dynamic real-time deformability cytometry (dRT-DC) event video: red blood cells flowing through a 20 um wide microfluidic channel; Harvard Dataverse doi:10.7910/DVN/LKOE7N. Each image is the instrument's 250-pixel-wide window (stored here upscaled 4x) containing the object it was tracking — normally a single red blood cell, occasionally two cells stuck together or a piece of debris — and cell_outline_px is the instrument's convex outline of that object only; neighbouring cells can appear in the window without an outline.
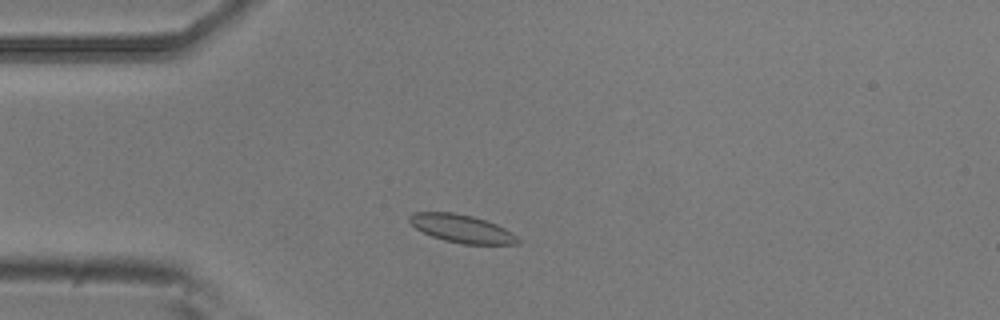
{"species": "common noctule bat (a hibernating species)", "species_latin": "Nyctalus noctula", "temperature_condition": "room temperature", "stored_images_in_passage": 25, "camera_frame_rate_fps": 3000, "um_per_image_px": 0.085, "animal": {"sex": "male", "body_mass_g": 20.5, "forearm_length_mm": 52.5}, "frame": {"image": 1, "passage_image": 7, "time_ms": 2.0, "image_size_px": [1000, 320], "cell_outline_px": [[520, 244], [464, 244], [444, 240], [432, 236], [416, 228], [408, 220], [408, 216], [412, 212], [452, 212], [472, 216], [496, 224], [512, 232], [520, 240]], "centroid_in_image_um": [39.24, 19.43], "position_along_channel_um": 45.8, "area_um2": 17.57}}
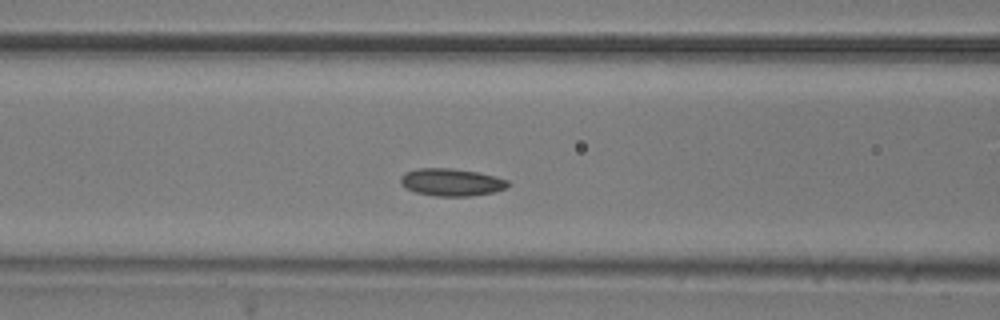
{"frame": {"image": 2, "passage_image": 15, "time_ms": 4.667, "image_size_px": [1000, 320], "cell_outline_px": [[512, 184], [508, 188], [496, 192], [468, 196], [436, 196], [416, 192], [404, 188], [400, 184], [400, 176], [404, 172], [416, 168], [452, 168], [476, 172], [496, 176], [508, 180]], "centroid_in_image_um": [38.38, 15.49], "position_along_channel_um": 128.2, "area_um2": 17.51}}
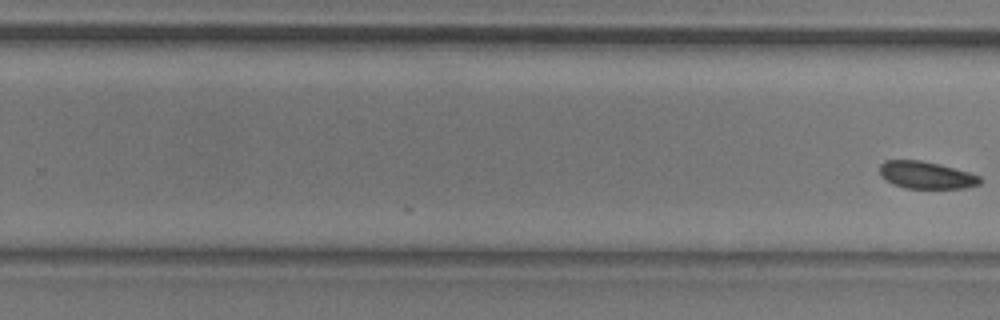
{"frame": {"image": 3, "passage_image": 25, "time_ms": 8.0, "image_size_px": [1000, 320], "cell_outline_px": [[984, 180], [980, 184], [964, 188], [904, 188], [892, 184], [880, 176], [880, 164], [884, 160], [920, 160], [940, 164], [968, 172], [980, 176]], "centroid_in_image_um": [78.72, 14.88], "position_along_channel_um": 251.1, "area_um2": 16.07}}